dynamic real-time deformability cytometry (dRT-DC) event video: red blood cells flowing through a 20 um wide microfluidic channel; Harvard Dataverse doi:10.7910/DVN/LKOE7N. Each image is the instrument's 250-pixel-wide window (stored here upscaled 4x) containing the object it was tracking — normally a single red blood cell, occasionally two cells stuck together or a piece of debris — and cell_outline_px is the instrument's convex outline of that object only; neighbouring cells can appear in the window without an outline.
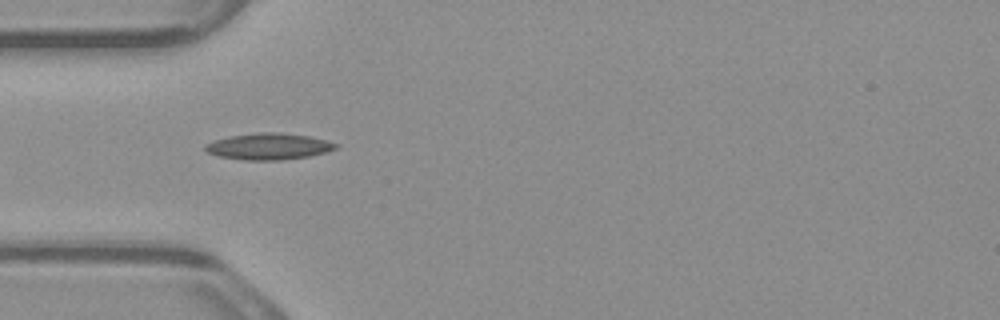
{"species": "common noctule bat (a hibernating species)", "species_latin": "Nyctalus noctula", "temperature_condition": "warm", "stored_images_in_passage": 4, "camera_frame_rate_fps": 3000, "um_per_image_px": 0.085, "animal": {"sex": "male", "body_mass_g": 23.1, "forearm_length_mm": 52.7}, "frame": {"image": 1, "passage_image": 3, "time_ms": 0.667, "image_size_px": [1000, 320], "cell_outline_px": [[340, 144], [336, 148], [324, 152], [308, 156], [280, 160], [248, 160], [220, 156], [208, 152], [204, 148], [208, 144], [216, 140], [228, 136], [256, 132], [280, 132], [308, 136]], "centroid_in_image_um": [22.85, 12.43], "position_along_channel_um": 62.1, "area_um2": 19.77}}
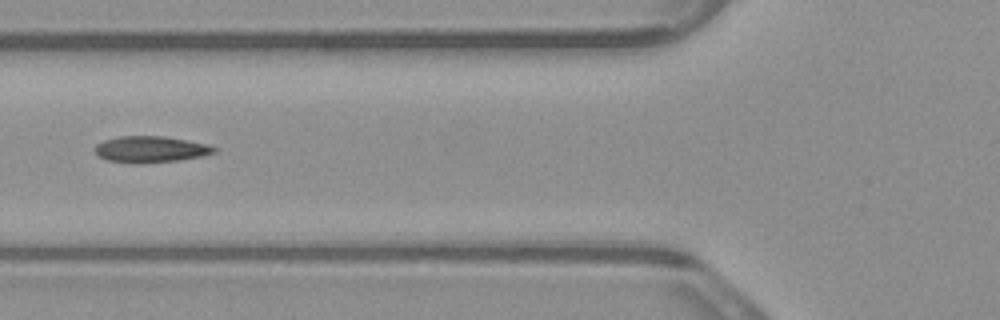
{"frame": {"image": 2, "passage_image": 4, "time_ms": 1.0, "image_size_px": [1000, 320], "cell_outline_px": [[216, 152], [200, 156], [180, 160], [108, 160], [100, 156], [96, 152], [96, 144], [104, 140], [120, 136], [164, 136], [188, 140], [208, 144], [216, 148]], "centroid_in_image_um": [12.87, 12.62], "position_along_channel_um": 112.9, "area_um2": 17.17}}